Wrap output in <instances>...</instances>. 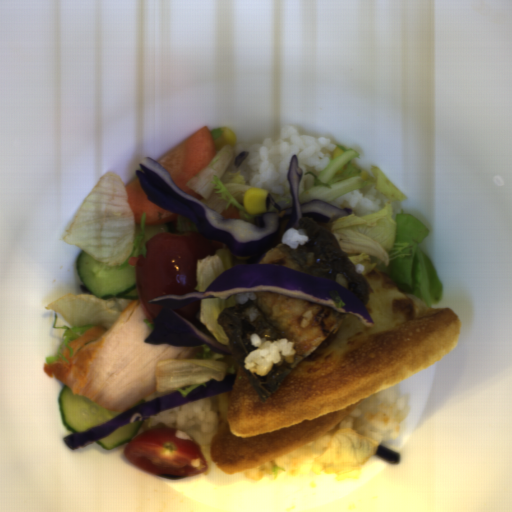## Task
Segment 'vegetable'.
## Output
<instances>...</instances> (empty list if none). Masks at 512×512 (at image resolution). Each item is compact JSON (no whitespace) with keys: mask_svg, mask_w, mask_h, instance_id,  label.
<instances>
[{"mask_svg":"<svg viewBox=\"0 0 512 512\" xmlns=\"http://www.w3.org/2000/svg\"><path fill=\"white\" fill-rule=\"evenodd\" d=\"M230 268H234V258L226 243L221 248L215 249L213 255L196 259L195 293H205L210 283Z\"/></svg>","mask_w":512,"mask_h":512,"instance_id":"obj_8","label":"vegetable"},{"mask_svg":"<svg viewBox=\"0 0 512 512\" xmlns=\"http://www.w3.org/2000/svg\"><path fill=\"white\" fill-rule=\"evenodd\" d=\"M336 147L344 153L334 158L318 174L306 171L302 173L298 184L299 204L310 201L331 203L334 199L356 189L373 186L376 191L386 194L387 200L405 201L407 196L377 166L371 165L370 172L359 170L352 161L359 157L353 148L343 144Z\"/></svg>","mask_w":512,"mask_h":512,"instance_id":"obj_3","label":"vegetable"},{"mask_svg":"<svg viewBox=\"0 0 512 512\" xmlns=\"http://www.w3.org/2000/svg\"><path fill=\"white\" fill-rule=\"evenodd\" d=\"M393 213V205L387 202L373 214L351 213L331 221V230L349 261L363 266V276L379 268L427 307L440 304L443 284L420 246L429 229L403 209L395 219Z\"/></svg>","mask_w":512,"mask_h":512,"instance_id":"obj_1","label":"vegetable"},{"mask_svg":"<svg viewBox=\"0 0 512 512\" xmlns=\"http://www.w3.org/2000/svg\"><path fill=\"white\" fill-rule=\"evenodd\" d=\"M119 175L106 171L81 204L63 241L75 245L94 260L123 270L129 258L147 252L146 215L137 224Z\"/></svg>","mask_w":512,"mask_h":512,"instance_id":"obj_2","label":"vegetable"},{"mask_svg":"<svg viewBox=\"0 0 512 512\" xmlns=\"http://www.w3.org/2000/svg\"><path fill=\"white\" fill-rule=\"evenodd\" d=\"M210 133H211L212 140H215L222 136L223 131L221 128H217V129L210 131Z\"/></svg>","mask_w":512,"mask_h":512,"instance_id":"obj_12","label":"vegetable"},{"mask_svg":"<svg viewBox=\"0 0 512 512\" xmlns=\"http://www.w3.org/2000/svg\"><path fill=\"white\" fill-rule=\"evenodd\" d=\"M133 299L125 297L102 298L94 294H64L45 306V310H54L52 328L64 329V340L59 346L56 355H49L46 363L67 358L62 351L69 348V358L74 350L68 345L74 339L88 332L96 325H102L109 330L118 317ZM69 363V362H68Z\"/></svg>","mask_w":512,"mask_h":512,"instance_id":"obj_4","label":"vegetable"},{"mask_svg":"<svg viewBox=\"0 0 512 512\" xmlns=\"http://www.w3.org/2000/svg\"><path fill=\"white\" fill-rule=\"evenodd\" d=\"M280 185L283 186V193L274 196L272 199L281 209H290L293 207V196L291 192L290 182L286 178Z\"/></svg>","mask_w":512,"mask_h":512,"instance_id":"obj_10","label":"vegetable"},{"mask_svg":"<svg viewBox=\"0 0 512 512\" xmlns=\"http://www.w3.org/2000/svg\"><path fill=\"white\" fill-rule=\"evenodd\" d=\"M233 159L232 146L224 144L219 150L216 149L213 158L186 185L203 198L200 202L212 210L221 214L234 206L239 212L238 219L253 224L255 218H262L264 212L249 214L245 211L243 195L250 187L240 169L229 171Z\"/></svg>","mask_w":512,"mask_h":512,"instance_id":"obj_5","label":"vegetable"},{"mask_svg":"<svg viewBox=\"0 0 512 512\" xmlns=\"http://www.w3.org/2000/svg\"><path fill=\"white\" fill-rule=\"evenodd\" d=\"M201 352L194 358H175L159 361L155 366L154 393L135 406L180 391L182 398L210 381L222 382L227 377L228 363L221 355L200 344ZM134 406V407H135Z\"/></svg>","mask_w":512,"mask_h":512,"instance_id":"obj_6","label":"vegetable"},{"mask_svg":"<svg viewBox=\"0 0 512 512\" xmlns=\"http://www.w3.org/2000/svg\"><path fill=\"white\" fill-rule=\"evenodd\" d=\"M378 449L376 439L360 435L350 427L340 429L331 444L312 461L310 468L316 475H335V481L357 479L366 460Z\"/></svg>","mask_w":512,"mask_h":512,"instance_id":"obj_7","label":"vegetable"},{"mask_svg":"<svg viewBox=\"0 0 512 512\" xmlns=\"http://www.w3.org/2000/svg\"><path fill=\"white\" fill-rule=\"evenodd\" d=\"M176 222H177V227H175V228L178 233H184V232H197L198 233L197 224L194 223L189 218H187L186 216H181L178 214Z\"/></svg>","mask_w":512,"mask_h":512,"instance_id":"obj_11","label":"vegetable"},{"mask_svg":"<svg viewBox=\"0 0 512 512\" xmlns=\"http://www.w3.org/2000/svg\"><path fill=\"white\" fill-rule=\"evenodd\" d=\"M234 294L228 299H200L196 319L201 322L213 338L224 346H230L229 338L219 322V315L226 307L236 306Z\"/></svg>","mask_w":512,"mask_h":512,"instance_id":"obj_9","label":"vegetable"}]
</instances>
